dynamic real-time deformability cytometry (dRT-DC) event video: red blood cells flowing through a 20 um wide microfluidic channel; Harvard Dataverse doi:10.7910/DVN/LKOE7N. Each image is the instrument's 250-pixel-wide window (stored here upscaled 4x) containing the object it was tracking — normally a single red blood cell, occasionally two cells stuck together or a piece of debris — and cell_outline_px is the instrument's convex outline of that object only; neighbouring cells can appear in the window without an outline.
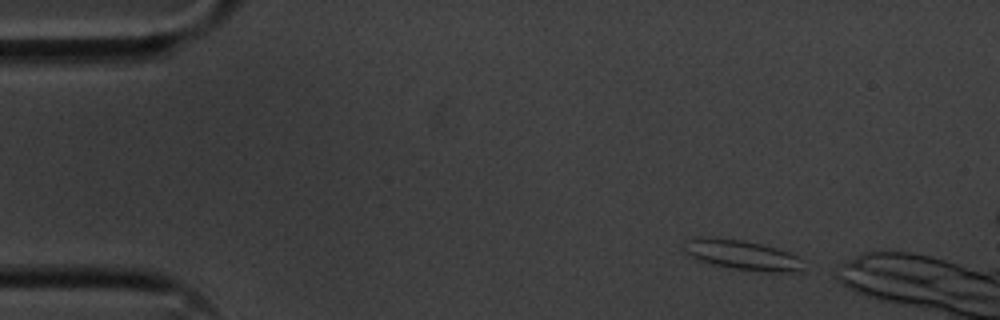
{"species": "common noctule bat (a hibernating species)", "species_latin": "Nyctalus noctula", "temperature_condition": "cold", "stored_images_in_passage": 9, "camera_frame_rate_fps": 3000, "um_per_image_px": 0.085, "animal": {"sex": "male", "body_mass_g": 20.1, "forearm_length_mm": 53.5}, "frame": {"image": 1, "passage_image": 1, "time_ms": 0.0, "image_size_px": [1000, 320], "cell_outline_px": [[804, 272], [764, 272], [728, 268], [696, 260], [684, 252], [684, 240], [708, 236], [744, 240], [776, 248], [788, 252], [804, 260]], "centroid_in_image_um": [63.09, 21.68], "position_along_channel_um": 21.9, "area_um2": 21.21}}